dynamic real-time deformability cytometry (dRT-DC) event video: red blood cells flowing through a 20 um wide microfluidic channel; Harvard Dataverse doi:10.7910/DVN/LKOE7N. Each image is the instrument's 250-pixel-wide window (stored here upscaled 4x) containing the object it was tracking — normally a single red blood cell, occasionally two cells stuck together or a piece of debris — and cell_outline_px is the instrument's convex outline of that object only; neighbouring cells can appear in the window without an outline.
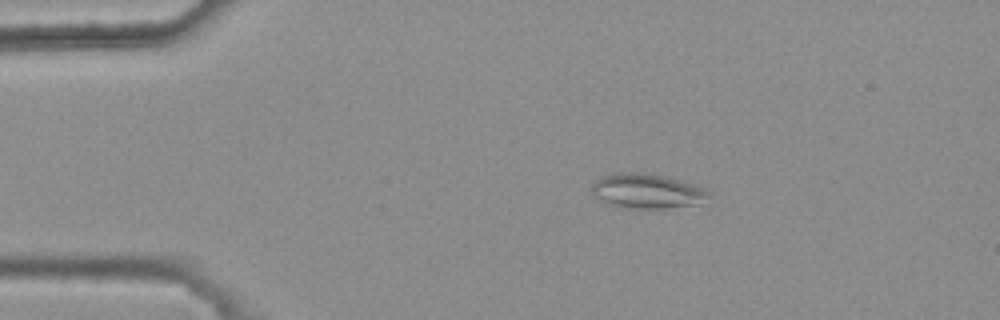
{"species": "common noctule bat (a hibernating species)", "species_latin": "Nyctalus noctula", "temperature_condition": "warm", "stored_images_in_passage": 6, "camera_frame_rate_fps": 3000, "um_per_image_px": 0.085, "animal": {"sex": "female", "body_mass_g": 25.1}, "frame": {"image": 1, "passage_image": 1, "time_ms": 0.0, "image_size_px": [1000, 320], "cell_outline_px": [[712, 196], [696, 204], [664, 208], [620, 208], [600, 200], [588, 192], [592, 184], [596, 180], [604, 176], [620, 172], [640, 172], [664, 176], [680, 180], [704, 188]], "centroid_in_image_um": [54.93, 16.24], "position_along_channel_um": 30.1, "area_um2": 23.64}}
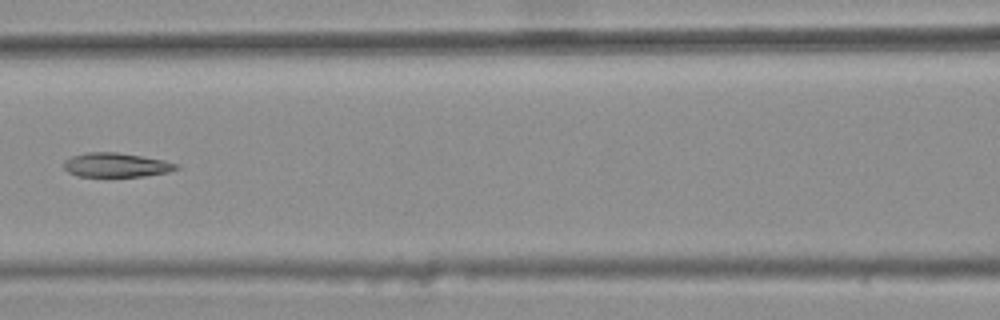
{"frame": {"image": 2, "passage_image": 5, "time_ms": 1.333, "image_size_px": [1000, 320], "cell_outline_px": [[180, 168], [168, 172], [144, 176], [76, 176], [68, 172], [64, 168], [64, 160], [72, 156], [88, 152], [116, 152], [164, 160], [180, 164]], "centroid_in_image_um": [9.89, 14.02], "position_along_channel_um": 156.7, "area_um2": 15.84}}
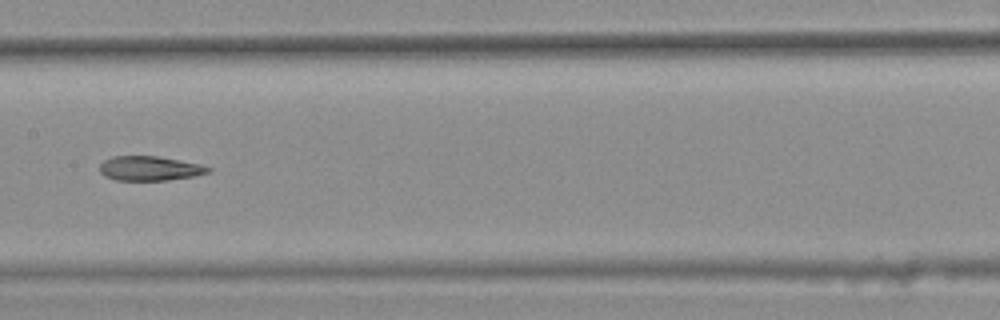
{"frame": {"image": 3, "passage_image": 6, "time_ms": 1.667, "image_size_px": [1000, 320], "cell_outline_px": [[212, 172], [196, 176], [168, 180], [116, 180], [104, 176], [100, 172], [100, 164], [104, 160], [112, 156], [156, 156], [200, 164], [212, 168]], "centroid_in_image_um": [12.74, 14.32], "position_along_channel_um": 194.7, "area_um2": 15.55}}